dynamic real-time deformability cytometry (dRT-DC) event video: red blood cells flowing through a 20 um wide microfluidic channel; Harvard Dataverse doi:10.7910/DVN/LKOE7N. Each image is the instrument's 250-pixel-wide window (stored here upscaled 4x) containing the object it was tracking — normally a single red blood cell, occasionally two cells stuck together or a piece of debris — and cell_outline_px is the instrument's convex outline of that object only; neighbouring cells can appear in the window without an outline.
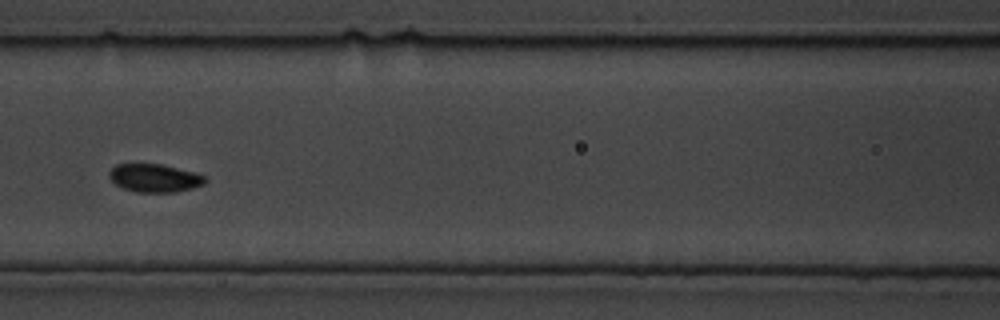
{"species": "common noctule bat (a hibernating species)", "species_latin": "Nyctalus noctula", "temperature_condition": "cold", "stored_images_in_passage": 12, "camera_frame_rate_fps": 3000, "um_per_image_px": 0.085, "animal": {"sex": "male", "body_mass_g": 19.5, "forearm_length_mm": 54.6}, "frame": {"image": 1, "passage_image": 9, "time_ms": 2.667, "image_size_px": [1000, 320], "cell_outline_px": [[208, 180], [204, 184], [192, 188], [176, 192], [136, 192], [124, 188], [116, 184], [108, 176], [108, 172], [116, 164], [160, 164], [192, 172], [204, 176]], "centroid_in_image_um": [13.12, 15.14], "position_along_channel_um": 153.5, "area_um2": 15.55}}